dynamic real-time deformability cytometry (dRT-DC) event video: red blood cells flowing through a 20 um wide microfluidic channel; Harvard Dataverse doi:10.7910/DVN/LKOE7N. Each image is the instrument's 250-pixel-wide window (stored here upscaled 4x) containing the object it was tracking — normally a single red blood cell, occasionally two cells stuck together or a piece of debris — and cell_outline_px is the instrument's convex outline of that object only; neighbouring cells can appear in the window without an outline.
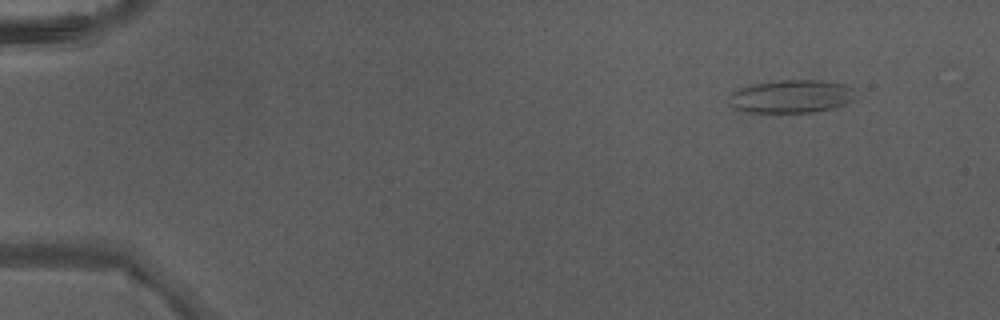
{"species": "Egyptian fruit bat (a non-hibernating species)", "species_latin": "Rousettus aegyptiacus", "temperature_condition": "warm", "stored_images_in_passage": 3, "camera_frame_rate_fps": 3000, "um_per_image_px": 0.085, "animal": {"sex": "male"}, "frame": {"image": 1, "passage_image": 3, "time_ms": 0.667, "image_size_px": [1000, 320], "cell_outline_px": [[852, 100], [844, 104], [832, 108], [812, 112], [748, 112], [736, 108], [728, 104], [728, 96], [732, 92], [740, 88], [752, 84], [784, 80], [816, 80], [844, 84], [852, 88]], "centroid_in_image_um": [67.2, 8.19], "position_along_channel_um": 17.8, "area_um2": 24.04}}